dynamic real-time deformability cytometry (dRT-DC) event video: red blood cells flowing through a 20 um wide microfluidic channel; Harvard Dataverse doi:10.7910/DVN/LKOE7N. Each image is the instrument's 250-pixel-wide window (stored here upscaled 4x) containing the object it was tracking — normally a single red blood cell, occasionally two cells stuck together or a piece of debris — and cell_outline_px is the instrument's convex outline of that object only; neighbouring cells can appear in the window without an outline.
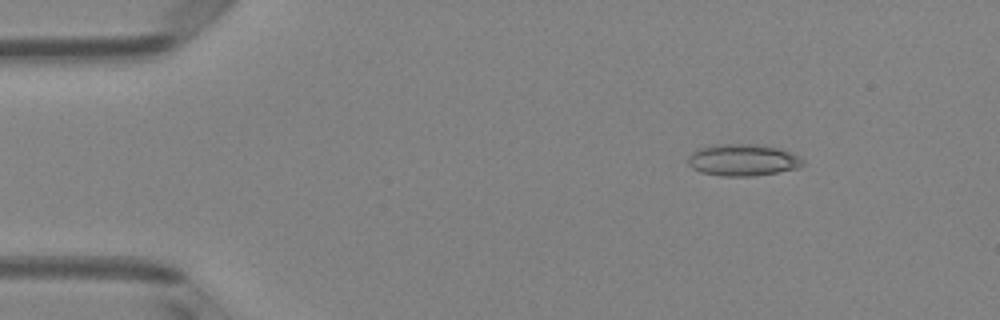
{"species": "Egyptian fruit bat (a non-hibernating species)", "species_latin": "Rousettus aegyptiacus", "temperature_condition": "room temperature", "stored_images_in_passage": 44, "camera_frame_rate_fps": 3000, "um_per_image_px": 0.085, "animal": {"sex": "female"}, "frame": {"image": 1, "passage_image": 1, "time_ms": 0.0, "image_size_px": [1000, 320], "cell_outline_px": [[804, 164], [800, 168], [752, 176], [720, 176], [700, 172], [692, 168], [688, 164], [688, 156], [692, 152], [700, 148], [716, 144], [756, 144], [780, 148], [804, 160]], "centroid_in_image_um": [63.12, 13.6], "position_along_channel_um": 21.9, "area_um2": 21.27}}
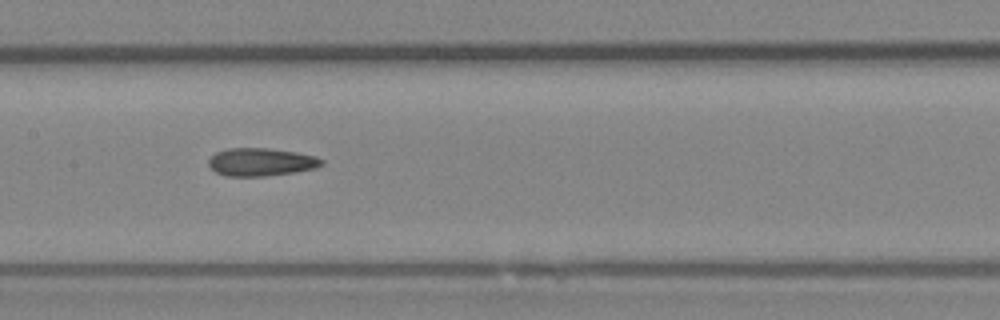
{"frame": {"image": 2, "passage_image": 19, "time_ms": 6.0, "image_size_px": [1000, 320], "cell_outline_px": [[324, 164], [316, 168], [292, 172], [264, 176], [224, 176], [216, 172], [208, 164], [208, 160], [216, 152], [228, 148], [268, 148], [296, 152], [316, 156], [324, 160]], "centroid_in_image_um": [22.19, 13.76], "position_along_channel_um": 185.2, "area_um2": 18.38}}
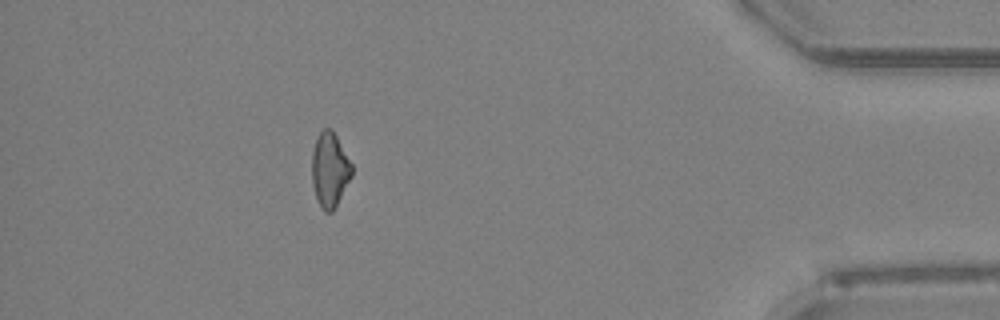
{"frame": {"image": 3, "passage_image": 39, "time_ms": 12.667, "image_size_px": [1000, 320], "cell_outline_px": [[352, 176], [332, 212], [324, 212], [320, 208], [316, 200], [312, 184], [312, 152], [316, 136], [324, 128], [332, 128], [352, 164]], "centroid_in_image_um": [28.01, 14.43], "position_along_channel_um": 407.2, "area_um2": 17.51}, "authors_computed_cell_mechanics": {"area_um2": 18.207, "velocity_mm_per_s": 4.0638, "shape_relaxation_time_tau1_ms": null, "shape_relaxation_time_tau2_ms": 2.6409, "deformation_change_tau1": null, "deformation_change_tau2": 0.1167}}